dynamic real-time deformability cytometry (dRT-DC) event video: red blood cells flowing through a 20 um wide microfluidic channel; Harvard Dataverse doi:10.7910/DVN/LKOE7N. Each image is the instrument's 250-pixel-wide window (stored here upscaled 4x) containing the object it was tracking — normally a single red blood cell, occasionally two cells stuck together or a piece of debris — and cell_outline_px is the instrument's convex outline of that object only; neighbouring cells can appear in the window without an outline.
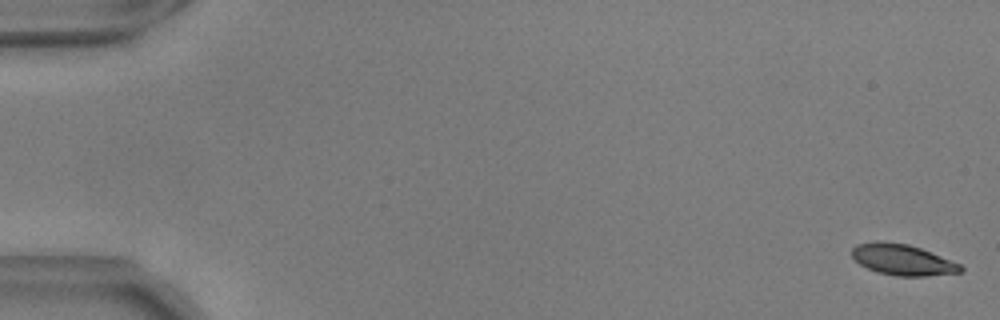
{"species": "common noctule bat (a hibernating species)", "species_latin": "Nyctalus noctula", "temperature_condition": "warm", "stored_images_in_passage": 17, "camera_frame_rate_fps": 3000, "um_per_image_px": 0.085, "animal": {"sex": "male", "body_mass_g": 17.9, "forearm_length_mm": 54.2}, "frame": {"image": 1, "passage_image": 2, "time_ms": 0.333, "image_size_px": [1000, 320], "cell_outline_px": [[964, 268], [960, 272], [924, 276], [896, 276], [876, 272], [860, 264], [852, 256], [852, 248], [856, 244], [876, 240], [884, 240], [908, 244], [920, 248], [960, 264]], "centroid_in_image_um": [76.67, 22.06], "position_along_channel_um": 8.3, "area_um2": 19.59}}